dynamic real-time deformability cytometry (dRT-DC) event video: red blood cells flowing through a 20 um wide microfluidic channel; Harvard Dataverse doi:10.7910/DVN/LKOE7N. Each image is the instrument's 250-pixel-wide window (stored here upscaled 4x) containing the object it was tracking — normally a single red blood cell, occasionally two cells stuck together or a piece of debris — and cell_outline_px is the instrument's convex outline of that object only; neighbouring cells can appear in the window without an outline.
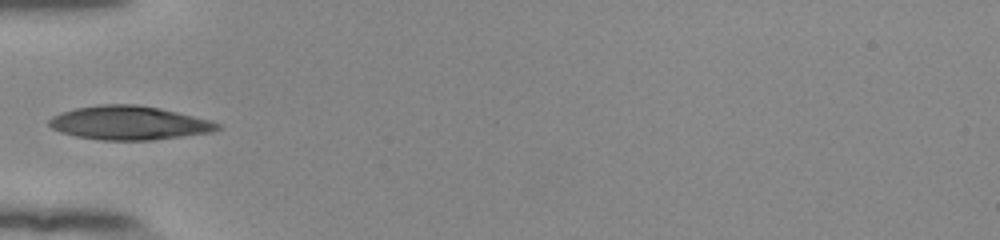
{"species": "human", "species_latin": "Homo sapiens", "temperature_condition": "room temperature", "stored_images_in_passage": 35, "camera_frame_rate_fps": 3000, "um_per_image_px": 0.085, "donor": {"sex": "female"}, "frame": {"image": 1, "passage_image": 1, "time_ms": 0.0, "image_size_px": [1000, 240], "cell_outline_px": [[220, 128], [212, 132], [152, 140], [100, 140], [76, 136], [60, 132], [52, 128], [48, 124], [48, 120], [52, 116], [60, 112], [76, 108], [100, 104], [136, 104], [160, 108], [212, 120], [220, 124]], "centroid_in_image_um": [10.96, 10.44], "position_along_channel_um": 74.0, "area_um2": 33.23}}
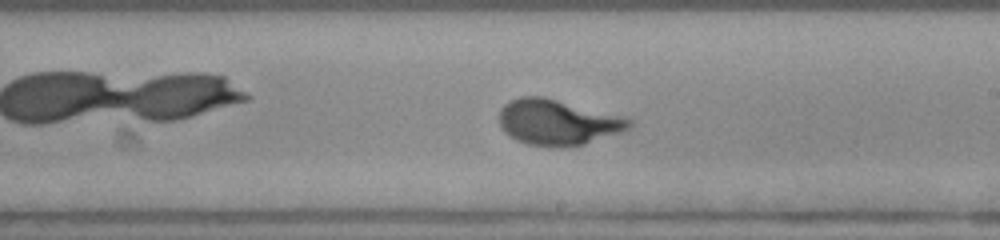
{"frame": {"image": 2, "passage_image": 14, "time_ms": 4.333, "image_size_px": [1000, 240], "cell_outline_px": [[632, 124], [628, 128], [620, 132], [584, 144], [560, 148], [552, 148], [528, 144], [516, 140], [504, 132], [500, 128], [500, 108], [508, 100], [520, 96], [544, 96], [624, 116], [632, 120]], "centroid_in_image_um": [47.37, 10.39], "position_along_channel_um": 241.6, "area_um2": 34.85}}
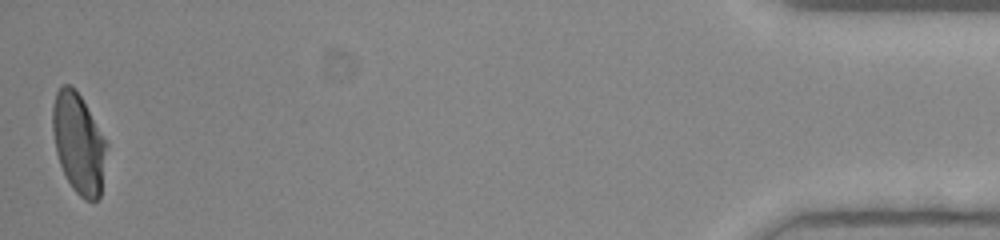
{"frame": {"image": 3, "passage_image": 35, "time_ms": 11.333, "image_size_px": [1000, 240], "cell_outline_px": [[108, 144], [100, 196], [96, 200], [84, 200], [72, 188], [60, 164], [56, 152], [52, 132], [52, 104], [56, 92], [60, 84], [68, 84], [80, 96]], "centroid_in_image_um": [6.66, 12.18], "position_along_channel_um": 428.5, "area_um2": 31.33}, "authors_computed_cell_mechanics": {"area_um2": 33.0038, "velocity_mm_per_s": 3.8901, "shape_relaxation_time_tau1_ms": 2.7898, "shape_relaxation_time_tau2_ms": null, "deformation_change_tau1": 0.1693, "deformation_change_tau2": null}}